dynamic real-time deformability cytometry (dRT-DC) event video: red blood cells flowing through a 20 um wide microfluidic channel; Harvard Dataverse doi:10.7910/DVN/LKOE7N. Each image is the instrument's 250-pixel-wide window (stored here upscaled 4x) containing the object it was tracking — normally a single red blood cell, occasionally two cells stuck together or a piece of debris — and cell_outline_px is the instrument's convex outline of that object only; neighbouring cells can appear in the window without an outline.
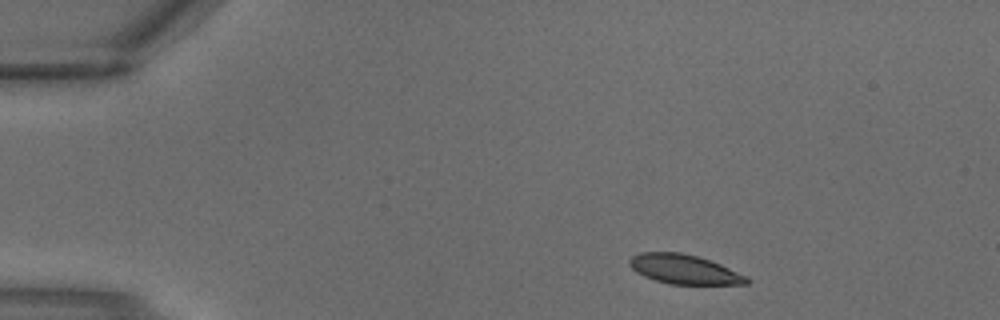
{"species": "common noctule bat (a hibernating species)", "species_latin": "Nyctalus noctula", "temperature_condition": "warm", "stored_images_in_passage": 2, "camera_frame_rate_fps": 3000, "um_per_image_px": 0.085, "animal": {"sex": "male", "body_mass_g": 18.8}, "frame": {"image": 1, "passage_image": 1, "time_ms": 0.0, "image_size_px": [1000, 320], "cell_outline_px": [[752, 280], [748, 284], [668, 284], [644, 276], [636, 272], [628, 264], [628, 260], [632, 256], [640, 252], [680, 252], [696, 256], [720, 264], [748, 276]], "centroid_in_image_um": [58.16, 22.89], "position_along_channel_um": 26.8, "area_um2": 20.11}}